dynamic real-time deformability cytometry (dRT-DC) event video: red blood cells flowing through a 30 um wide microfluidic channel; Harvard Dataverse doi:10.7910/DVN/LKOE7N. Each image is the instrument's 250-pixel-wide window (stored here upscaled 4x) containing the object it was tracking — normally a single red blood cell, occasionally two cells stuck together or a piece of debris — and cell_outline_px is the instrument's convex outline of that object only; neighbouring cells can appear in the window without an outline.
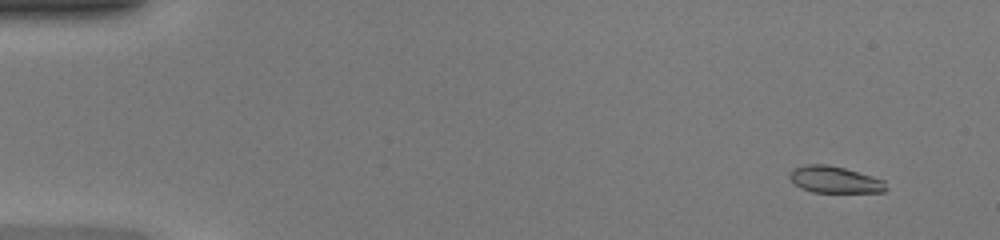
{"species": "common noctule bat (a hibernating species)", "species_latin": "Nyctalus noctula", "temperature_condition": "warm", "stored_images_in_passage": 49, "camera_frame_rate_fps": 3000, "um_per_image_px": 0.085, "animal": {"sex": "female", "body_mass_g": 20.0, "forearm_length_mm": 54.0}, "frame": {"image": 1, "passage_image": 4, "time_ms": 1.0, "image_size_px": [1000, 240], "cell_outline_px": [[888, 188], [884, 192], [812, 192], [800, 188], [788, 176], [788, 172], [792, 168], [804, 164], [828, 164], [844, 168], [872, 176], [884, 180]], "centroid_in_image_um": [70.92, 15.26], "position_along_channel_um": 14.1, "area_um2": 15.14}}
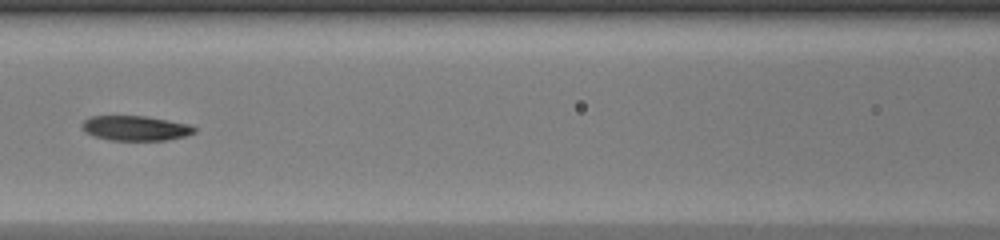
{"frame": {"image": 2, "passage_image": 23, "time_ms": 7.333, "image_size_px": [1000, 240], "cell_outline_px": [[196, 132], [184, 136], [164, 140], [108, 140], [84, 132], [80, 128], [80, 124], [88, 116], [148, 116], [188, 124], [196, 128]], "centroid_in_image_um": [11.46, 10.88], "position_along_channel_um": 155.1, "area_um2": 16.36}}
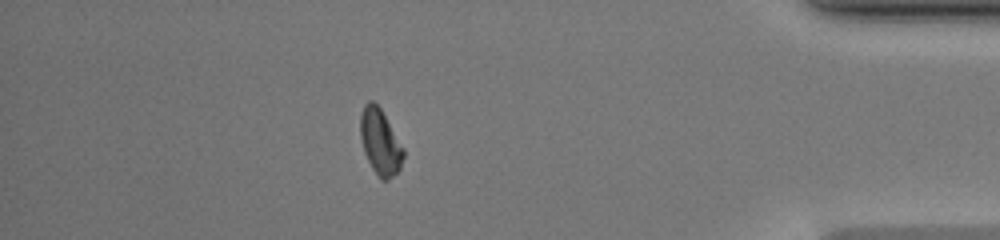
{"frame": {"image": 3, "passage_image": 43, "time_ms": 14.0, "image_size_px": [1000, 240], "cell_outline_px": [[404, 156], [400, 168], [388, 180], [380, 180], [372, 168], [364, 152], [360, 136], [360, 116], [364, 104], [368, 100], [372, 100], [380, 108], [404, 148]], "centroid_in_image_um": [32.3, 12.06], "position_along_channel_um": 402.9, "area_um2": 16.42}, "authors_computed_cell_mechanics": {"area_um2": 16.4152, "velocity_mm_per_s": 4.3119, "shape_relaxation_time_tau1_ms": 5.2261, "shape_relaxation_time_tau2_ms": 2.2323, "deformation_change_tau1": 0.167, "deformation_change_tau2": 0.0898}}